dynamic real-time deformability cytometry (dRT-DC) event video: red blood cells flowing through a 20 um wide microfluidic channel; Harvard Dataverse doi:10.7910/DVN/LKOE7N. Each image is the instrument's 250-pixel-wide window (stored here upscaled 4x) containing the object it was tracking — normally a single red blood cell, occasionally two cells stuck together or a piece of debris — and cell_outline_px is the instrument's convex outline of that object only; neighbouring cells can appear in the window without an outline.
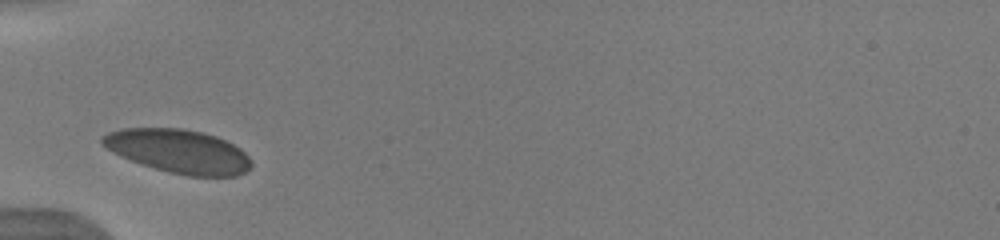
{"species": "human", "species_latin": "Homo sapiens", "temperature_condition": "warm", "stored_images_in_passage": 32, "camera_frame_rate_fps": 3000, "um_per_image_px": 0.085, "donor": {"sex": "male"}, "frame": {"image": 1, "passage_image": 1, "time_ms": 0.0, "image_size_px": [1000, 240], "cell_outline_px": [[252, 164], [244, 172], [236, 176], [188, 176], [168, 172], [132, 160], [112, 152], [100, 144], [100, 136], [108, 132], [120, 128], [184, 128], [204, 132], [216, 136], [240, 148], [252, 160]], "centroid_in_image_um": [15.16, 12.84], "position_along_channel_um": 69.8, "area_um2": 37.92}, "authors_computed_cell_mechanics": {"area_um2": 37.7145, "velocity_mm_per_s": 3.8236, "shape_relaxation_time_tau1_ms": null, "shape_relaxation_time_tau2_ms": 3.517, "deformation_change_tau1": null, "deformation_change_tau2": 0.112}}